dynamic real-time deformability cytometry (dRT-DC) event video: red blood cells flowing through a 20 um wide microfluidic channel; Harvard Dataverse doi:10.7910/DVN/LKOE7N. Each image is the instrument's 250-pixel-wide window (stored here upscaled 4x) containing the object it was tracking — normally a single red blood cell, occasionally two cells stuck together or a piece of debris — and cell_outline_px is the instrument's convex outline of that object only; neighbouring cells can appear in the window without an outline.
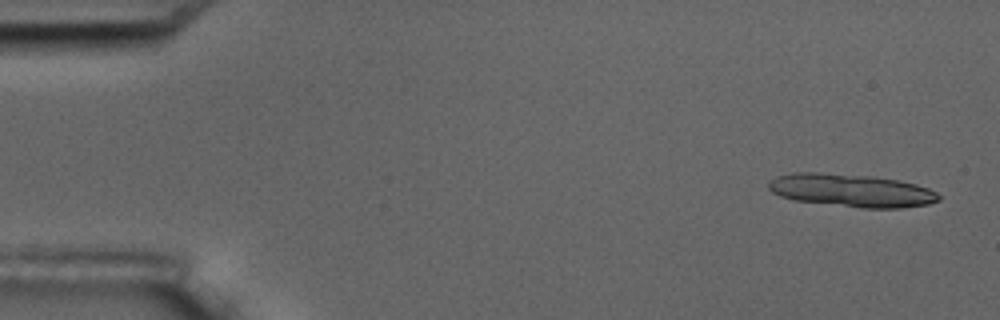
{"species": "common noctule bat (a hibernating species)", "species_latin": "Nyctalus noctula", "temperature_condition": "room temperature", "stored_images_in_passage": 5, "camera_frame_rate_fps": 3000, "um_per_image_px": 0.085, "animal": {"sex": "male", "body_mass_g": 17.5, "forearm_length_mm": 52.3}, "frame": {"image": 1, "passage_image": 1, "time_ms": 0.0, "image_size_px": [1000, 320], "cell_outline_px": [[940, 200], [928, 204], [900, 208], [860, 208], [792, 200], [780, 196], [772, 192], [768, 188], [768, 180], [776, 176], [792, 172], [820, 172], [868, 176], [900, 180], [916, 184], [928, 188], [936, 192], [940, 196]], "centroid_in_image_um": [72.33, 16.19], "position_along_channel_um": 12.7, "area_um2": 32.95}}
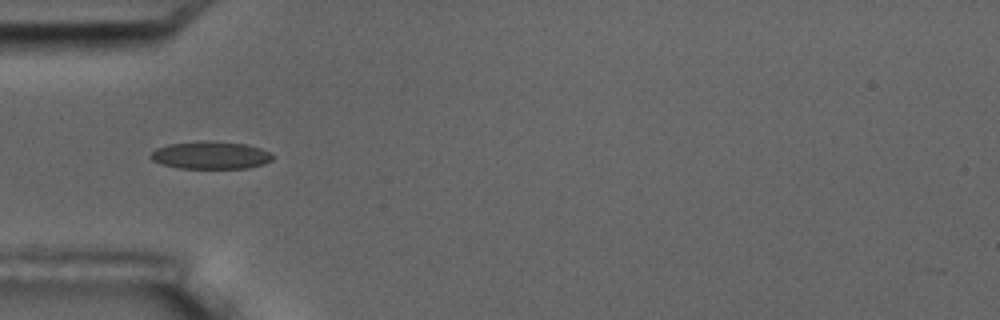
{"frame": {"image": 2, "passage_image": 5, "time_ms": 5.333, "image_size_px": [1000, 320], "cell_outline_px": [[272, 160], [264, 164], [248, 168], [176, 168], [152, 160], [148, 156], [156, 148], [168, 144], [200, 140], [208, 140], [244, 144], [260, 148], [268, 152], [272, 156]], "centroid_in_image_um": [17.87, 13.18], "position_along_channel_um": 67.1, "area_um2": 19.65}}